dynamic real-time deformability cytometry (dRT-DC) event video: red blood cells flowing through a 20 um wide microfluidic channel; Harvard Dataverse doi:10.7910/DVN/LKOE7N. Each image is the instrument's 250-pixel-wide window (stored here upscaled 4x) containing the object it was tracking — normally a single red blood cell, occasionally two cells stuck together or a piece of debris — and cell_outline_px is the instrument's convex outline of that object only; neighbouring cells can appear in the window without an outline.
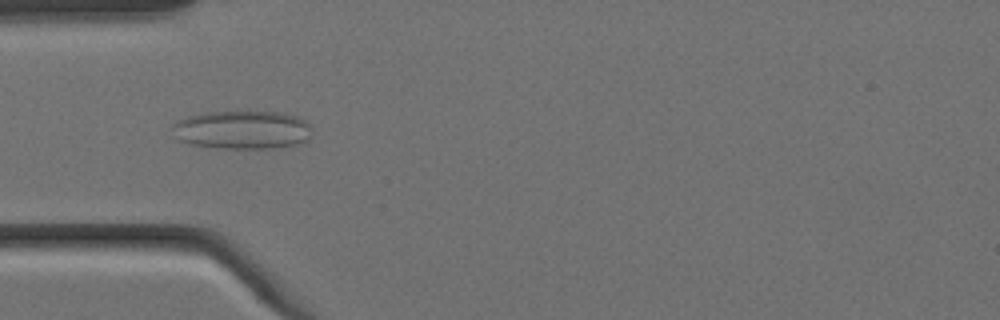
{"species": "Egyptian fruit bat (a non-hibernating species)", "species_latin": "Rousettus aegyptiacus", "temperature_condition": "cold", "stored_images_in_passage": 4, "camera_frame_rate_fps": 3000, "um_per_image_px": 0.085, "animal": {"sex": "female"}, "frame": {"image": 1, "passage_image": 3, "time_ms": 0.667, "image_size_px": [1000, 320], "cell_outline_px": [[312, 132], [308, 140], [296, 144], [280, 148], [216, 148], [192, 144], [180, 140], [172, 124], [176, 120], [188, 116], [204, 112], [280, 112], [296, 116], [304, 120], [312, 128]], "centroid_in_image_um": [20.64, 11.04], "position_along_channel_um": 64.4, "area_um2": 31.21}}